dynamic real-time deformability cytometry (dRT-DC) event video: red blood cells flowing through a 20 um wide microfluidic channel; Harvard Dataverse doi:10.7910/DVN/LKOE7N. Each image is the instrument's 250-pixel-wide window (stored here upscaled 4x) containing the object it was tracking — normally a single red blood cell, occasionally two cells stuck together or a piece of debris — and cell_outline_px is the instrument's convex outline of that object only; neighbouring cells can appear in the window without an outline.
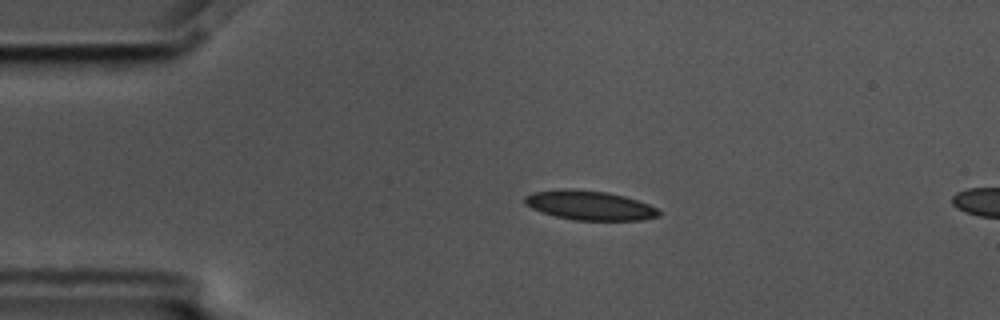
{"species": "common noctule bat (a hibernating species)", "species_latin": "Nyctalus noctula", "temperature_condition": "cold", "stored_images_in_passage": 5, "segment_of_instrument_passage": [1, 2], "camera_frame_rate_fps": 3000, "um_per_image_px": 0.085, "animal": {"sex": "male", "body_mass_g": 17.5, "forearm_length_mm": 52.3}, "frame": {"image": 1, "passage_image": 3, "time_ms": 0.667, "image_size_px": [1000, 320], "cell_outline_px": [[660, 216], [644, 220], [576, 220], [556, 216], [540, 212], [524, 204], [524, 196], [532, 192], [564, 188], [572, 188], [608, 192], [624, 196], [648, 204], [656, 208], [660, 212]], "centroid_in_image_um": [50.09, 17.44], "position_along_channel_um": 34.9, "area_um2": 23.06}}